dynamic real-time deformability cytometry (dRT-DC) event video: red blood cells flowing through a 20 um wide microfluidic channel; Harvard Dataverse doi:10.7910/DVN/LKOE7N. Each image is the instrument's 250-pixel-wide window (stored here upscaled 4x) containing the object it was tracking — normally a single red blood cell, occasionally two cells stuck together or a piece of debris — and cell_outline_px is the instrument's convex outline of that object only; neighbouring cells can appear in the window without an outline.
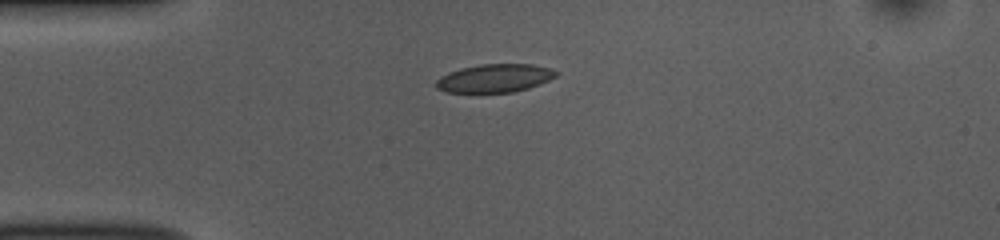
{"species": "common noctule bat (a hibernating species)", "species_latin": "Nyctalus noctula", "temperature_condition": "room temperature", "stored_images_in_passage": 40, "camera_frame_rate_fps": 3000, "um_per_image_px": 0.085, "animal": {"sex": "female", "body_mass_g": 10.0, "forearm_length_mm": 53.1}, "frame": {"image": 1, "passage_image": 1, "time_ms": 0.0, "image_size_px": [1000, 240], "cell_outline_px": [[556, 76], [540, 84], [528, 88], [512, 92], [448, 92], [436, 88], [436, 80], [440, 76], [448, 72], [460, 68], [480, 64], [532, 64], [548, 68], [556, 72]], "centroid_in_image_um": [42.0, 6.64], "position_along_channel_um": 43.0, "area_um2": 19.59}}
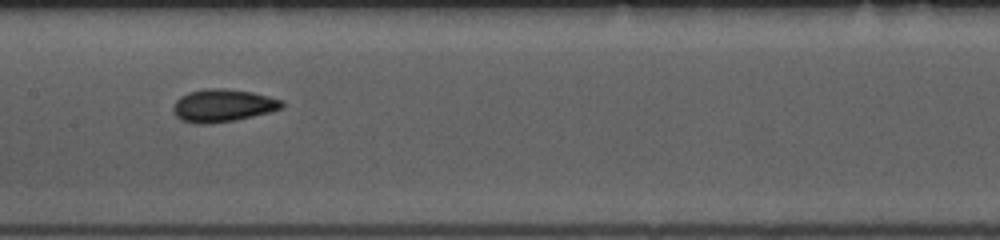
{"frame": {"image": 2, "passage_image": 14, "time_ms": 4.333, "image_size_px": [1000, 240], "cell_outline_px": [[284, 108], [236, 120], [208, 124], [196, 124], [180, 120], [176, 116], [172, 108], [176, 100], [180, 96], [188, 92], [204, 88], [224, 88], [252, 92], [284, 100]], "centroid_in_image_um": [18.93, 8.97], "position_along_channel_um": 188.5, "area_um2": 20.92}}
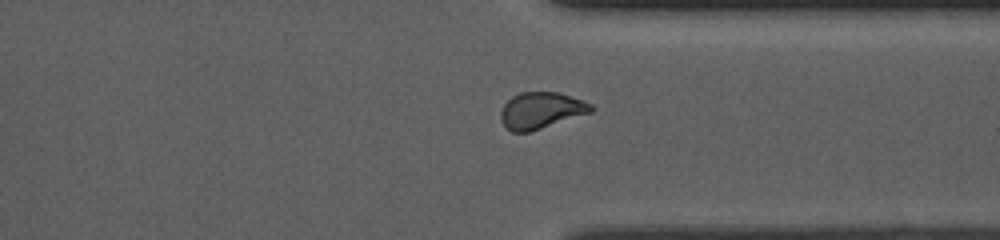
{"frame": {"image": 3, "passage_image": 28, "time_ms": 9.0, "image_size_px": [1000, 240], "cell_outline_px": [[596, 108], [592, 112], [528, 132], [512, 132], [500, 120], [500, 112], [504, 104], [512, 96], [520, 92], [560, 92], [592, 104]], "centroid_in_image_um": [45.99, 9.37], "position_along_channel_um": 365.4, "area_um2": 19.13}, "authors_computed_cell_mechanics": {"area_um2": 19.5942, "velocity_mm_per_s": 3.8114, "shape_relaxation_time_tau1_ms": 4.5416, "shape_relaxation_time_tau2_ms": 1.7606, "deformation_change_tau1": 0.113, "deformation_change_tau2": 0.0612}}